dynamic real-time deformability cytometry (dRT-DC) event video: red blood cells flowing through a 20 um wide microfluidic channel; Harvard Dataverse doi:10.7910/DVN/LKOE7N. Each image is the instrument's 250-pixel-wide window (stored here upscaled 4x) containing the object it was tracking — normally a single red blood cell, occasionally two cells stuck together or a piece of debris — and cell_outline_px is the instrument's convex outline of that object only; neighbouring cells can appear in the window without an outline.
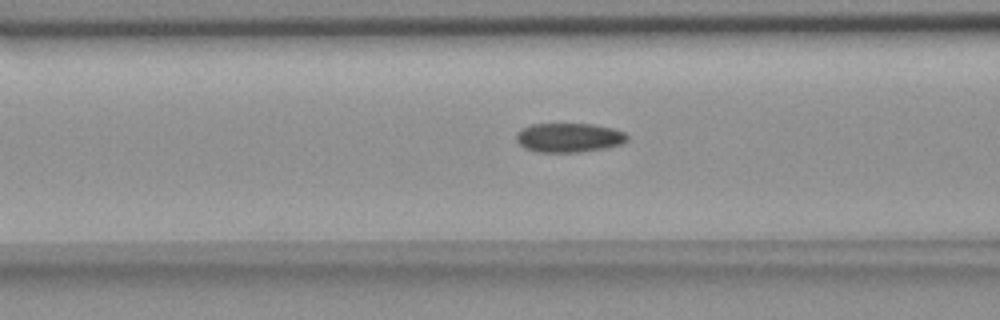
{"species": "common noctule bat (a hibernating species)", "species_latin": "Nyctalus noctula", "temperature_condition": "room temperature", "stored_images_in_passage": 38, "camera_frame_rate_fps": 3000, "um_per_image_px": 0.085, "animal": {"sex": "female", "body_mass_g": 18.4}, "frame": {"image": 1, "passage_image": 15, "time_ms": 4.667, "image_size_px": [1000, 320], "cell_outline_px": [[628, 140], [620, 144], [604, 148], [576, 152], [540, 152], [524, 148], [516, 140], [516, 132], [520, 128], [532, 124], [592, 124], [612, 128], [624, 132], [628, 136]], "centroid_in_image_um": [48.33, 11.69], "position_along_channel_um": 118.3, "area_um2": 18.84}}
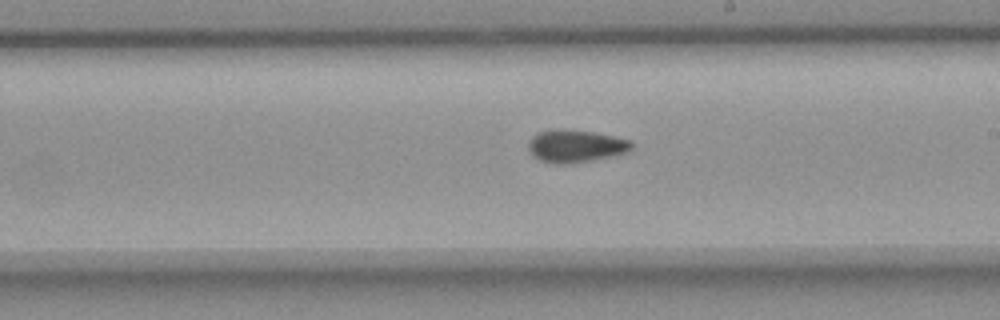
{"frame": {"image": 2, "passage_image": 25, "time_ms": 8.0, "image_size_px": [1000, 320], "cell_outline_px": [[632, 148], [628, 152], [568, 164], [552, 164], [540, 160], [532, 156], [528, 148], [528, 140], [536, 132], [556, 128], [564, 128], [592, 132], [612, 136], [628, 140], [632, 144]], "centroid_in_image_um": [48.83, 12.4], "position_along_channel_um": 240.2, "area_um2": 19.59}}
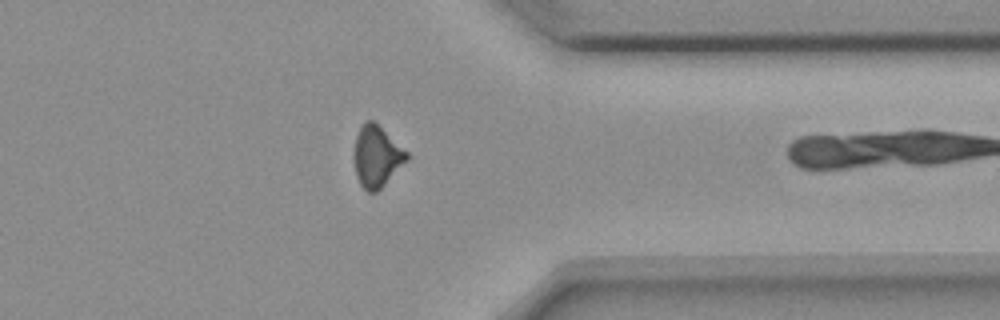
{"frame": {"image": 3, "passage_image": 37, "time_ms": 12.0, "image_size_px": [1000, 320], "cell_outline_px": [[408, 160], [376, 192], [368, 192], [360, 184], [356, 176], [352, 156], [352, 152], [356, 136], [364, 120], [372, 120], [408, 152]], "centroid_in_image_um": [31.98, 13.29], "position_along_channel_um": 379.4, "area_um2": 18.79}}